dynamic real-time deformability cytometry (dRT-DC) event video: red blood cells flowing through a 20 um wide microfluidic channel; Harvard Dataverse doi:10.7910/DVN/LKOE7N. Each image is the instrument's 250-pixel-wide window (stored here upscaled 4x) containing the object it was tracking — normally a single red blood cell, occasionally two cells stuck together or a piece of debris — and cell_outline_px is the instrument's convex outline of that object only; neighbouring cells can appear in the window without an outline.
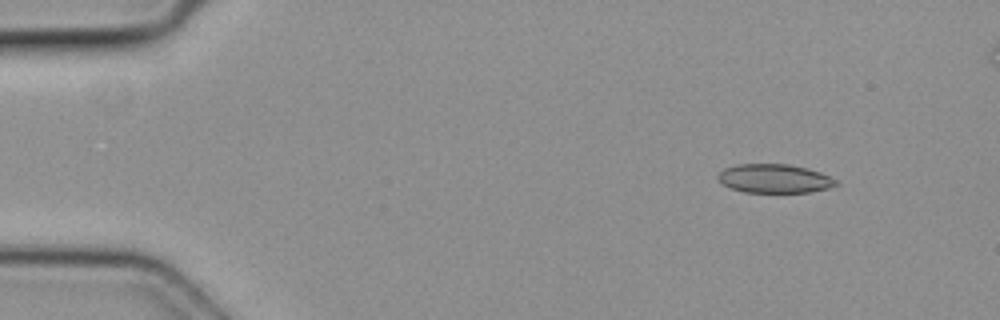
{"species": "common noctule bat (a hibernating species)", "species_latin": "Nyctalus noctula", "temperature_condition": "cold", "stored_images_in_passage": 4, "camera_frame_rate_fps": 3000, "um_per_image_px": 0.085, "animal": {"sex": "female", "body_mass_g": 19.3, "forearm_length_mm": 54.1}, "frame": {"image": 1, "passage_image": 1, "time_ms": 0.0, "image_size_px": [1000, 320], "cell_outline_px": [[840, 184], [828, 188], [812, 192], [744, 192], [732, 188], [724, 184], [716, 176], [724, 168], [736, 164], [788, 164], [808, 168], [820, 172], [836, 180]], "centroid_in_image_um": [65.84, 15.17], "position_along_channel_um": 19.2, "area_um2": 19.77}}